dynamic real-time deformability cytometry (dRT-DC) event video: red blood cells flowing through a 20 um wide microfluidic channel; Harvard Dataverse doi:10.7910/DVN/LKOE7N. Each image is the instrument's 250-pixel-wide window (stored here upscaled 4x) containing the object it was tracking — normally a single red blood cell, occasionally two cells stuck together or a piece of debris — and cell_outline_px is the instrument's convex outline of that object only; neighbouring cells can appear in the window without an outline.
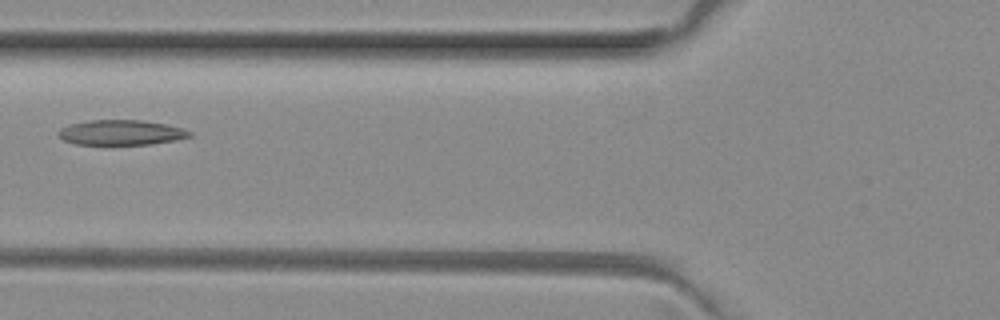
{"species": "common noctule bat (a hibernating species)", "species_latin": "Nyctalus noctula", "temperature_condition": "room temperature", "stored_images_in_passage": 6, "camera_frame_rate_fps": 3000, "um_per_image_px": 0.085, "animal": {"sex": "female", "body_mass_g": 29.2, "forearm_length_mm": 56.3}, "frame": {"image": 1, "passage_image": 5, "time_ms": 1.333, "image_size_px": [1000, 320], "cell_outline_px": [[192, 136], [176, 140], [152, 144], [112, 148], [76, 144], [64, 140], [56, 132], [60, 128], [68, 124], [88, 120], [140, 120], [168, 124], [184, 128], [192, 132]], "centroid_in_image_um": [10.28, 11.31], "position_along_channel_um": 115.5, "area_um2": 20.4}}
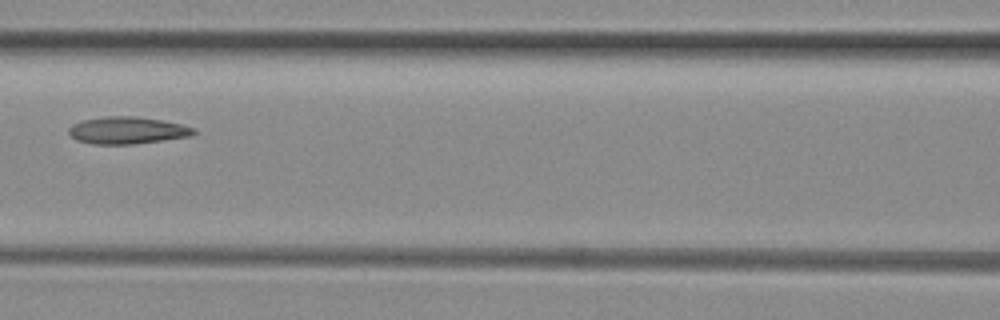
{"frame": {"image": 2, "passage_image": 6, "time_ms": 1.667, "image_size_px": [1000, 320], "cell_outline_px": [[196, 132], [192, 136], [132, 144], [92, 144], [76, 140], [68, 132], [68, 128], [72, 124], [80, 120], [104, 116], [136, 116], [160, 120], [180, 124], [196, 128]], "centroid_in_image_um": [10.79, 11.07], "position_along_channel_um": 155.8, "area_um2": 19.83}}